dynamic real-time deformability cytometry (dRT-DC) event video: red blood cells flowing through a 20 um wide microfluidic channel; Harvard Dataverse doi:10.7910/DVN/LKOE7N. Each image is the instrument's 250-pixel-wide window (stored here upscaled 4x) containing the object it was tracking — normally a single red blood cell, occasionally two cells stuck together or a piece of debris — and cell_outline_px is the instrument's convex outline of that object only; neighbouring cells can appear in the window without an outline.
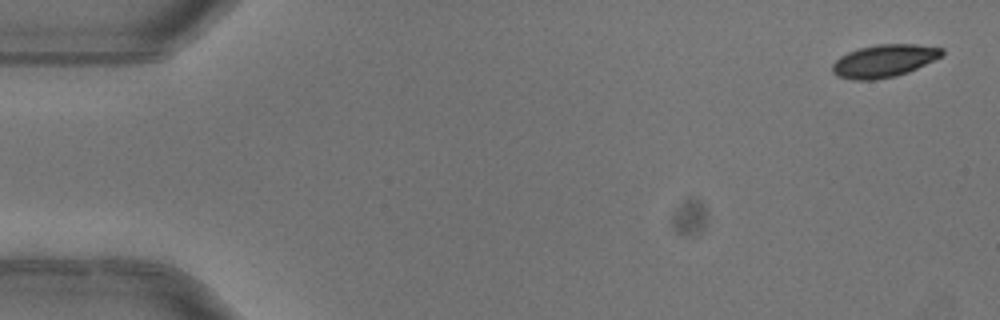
{"species": "common noctule bat (a hibernating species)", "species_latin": "Nyctalus noctula", "temperature_condition": "warm", "stored_images_in_passage": 4, "camera_frame_rate_fps": 3000, "um_per_image_px": 0.085, "animal": {"sex": "female"}, "frame": {"image": 1, "passage_image": 1, "time_ms": 0.0, "image_size_px": [1000, 320], "cell_outline_px": [[944, 52], [940, 56], [908, 72], [896, 76], [872, 80], [852, 80], [836, 76], [832, 72], [832, 64], [840, 56], [848, 52], [860, 48], [876, 44], [916, 44], [944, 48]], "centroid_in_image_um": [75.1, 5.17], "position_along_channel_um": 9.9, "area_um2": 20.75}}